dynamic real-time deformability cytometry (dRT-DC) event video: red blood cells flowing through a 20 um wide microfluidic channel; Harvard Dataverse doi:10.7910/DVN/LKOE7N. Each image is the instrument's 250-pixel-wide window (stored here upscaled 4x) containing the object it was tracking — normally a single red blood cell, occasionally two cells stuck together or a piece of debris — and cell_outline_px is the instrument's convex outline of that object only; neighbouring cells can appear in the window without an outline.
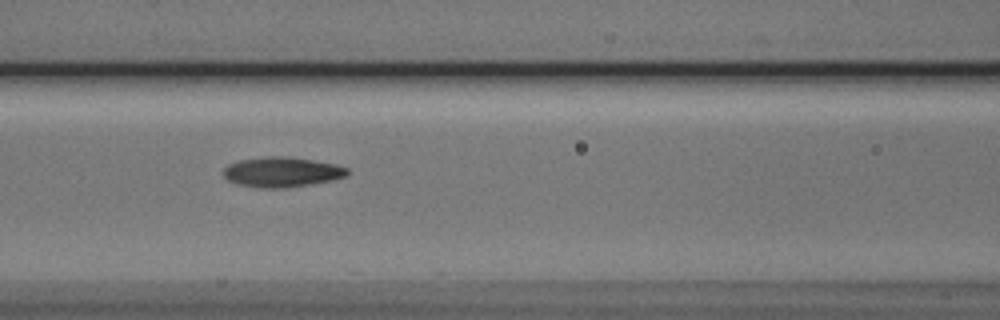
{"species": "Egyptian fruit bat (a non-hibernating species)", "species_latin": "Rousettus aegyptiacus", "temperature_condition": "cold", "stored_images_in_passage": 8, "camera_frame_rate_fps": 3000, "um_per_image_px": 0.085, "animal": {"sex": "male"}, "frame": {"image": 1, "passage_image": 4, "time_ms": 4.333, "image_size_px": [1000, 320], "cell_outline_px": [[348, 176], [332, 180], [284, 188], [256, 188], [236, 184], [228, 180], [224, 176], [224, 168], [228, 164], [240, 160], [268, 156], [288, 156], [336, 164], [348, 168]], "centroid_in_image_um": [23.95, 14.62], "position_along_channel_um": 142.7, "area_um2": 21.73}}
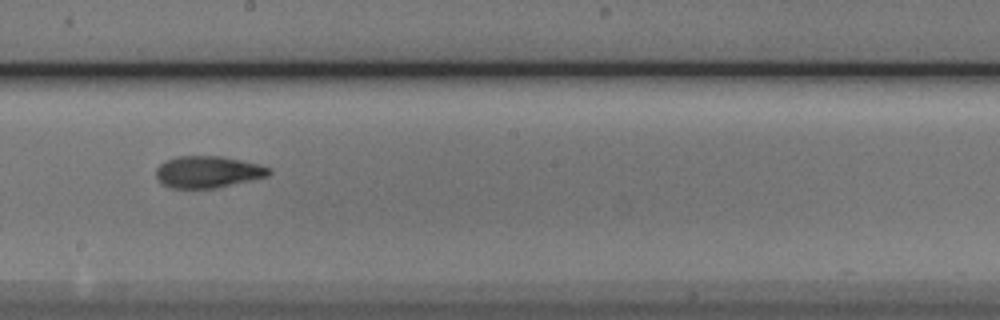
{"frame": {"image": 2, "passage_image": 6, "time_ms": 6.667, "image_size_px": [1000, 320], "cell_outline_px": [[272, 172], [268, 176], [216, 188], [172, 188], [160, 184], [156, 176], [156, 168], [160, 164], [176, 156], [220, 156], [240, 160], [272, 168]], "centroid_in_image_um": [17.65, 14.62], "position_along_channel_um": 230.6, "area_um2": 20.87}}
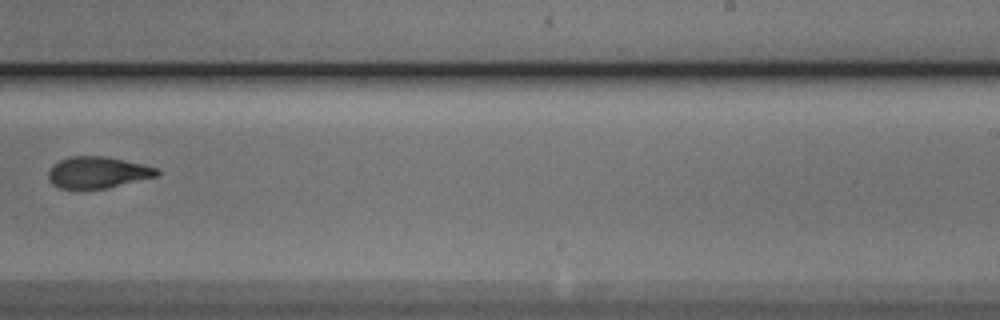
{"frame": {"image": 3, "passage_image": 7, "time_ms": 8.0, "image_size_px": [1000, 320], "cell_outline_px": [[160, 172], [156, 176], [104, 188], [80, 192], [56, 188], [48, 180], [48, 172], [52, 164], [68, 156], [104, 156], [140, 164], [156, 168]], "centroid_in_image_um": [8.16, 14.7], "position_along_channel_um": 280.8, "area_um2": 20.29}}